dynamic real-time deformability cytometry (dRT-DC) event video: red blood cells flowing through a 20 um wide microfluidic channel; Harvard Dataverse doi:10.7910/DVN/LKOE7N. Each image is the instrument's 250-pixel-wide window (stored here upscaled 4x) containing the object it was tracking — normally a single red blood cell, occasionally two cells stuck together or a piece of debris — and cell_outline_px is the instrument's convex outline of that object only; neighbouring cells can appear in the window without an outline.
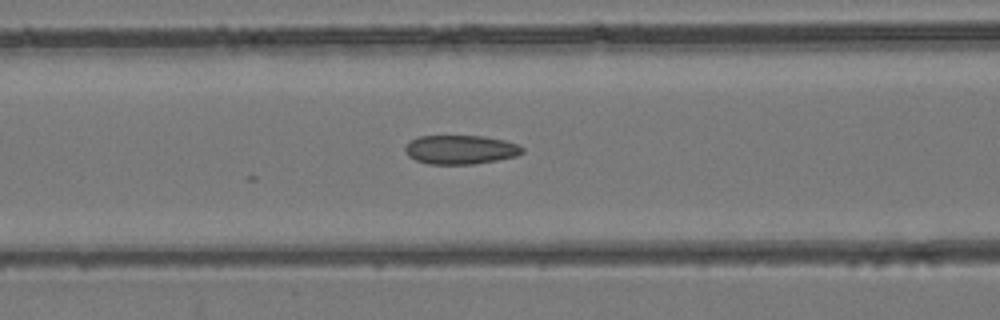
{"species": "common noctule bat (a hibernating species)", "species_latin": "Nyctalus noctula", "temperature_condition": "room temperature", "stored_images_in_passage": 15, "camera_frame_rate_fps": 3000, "um_per_image_px": 0.085, "animal": {"sex": "female", "body_mass_g": 24.6, "forearm_length_mm": 56.2}, "frame": {"image": 1, "passage_image": 12, "time_ms": 3.667, "image_size_px": [1000, 320], "cell_outline_px": [[524, 152], [516, 156], [496, 160], [472, 164], [428, 164], [416, 160], [408, 156], [404, 148], [412, 140], [420, 136], [484, 136], [504, 140], [516, 144], [524, 148]], "centroid_in_image_um": [39.15, 12.72], "position_along_channel_um": 127.4, "area_um2": 19.65}}
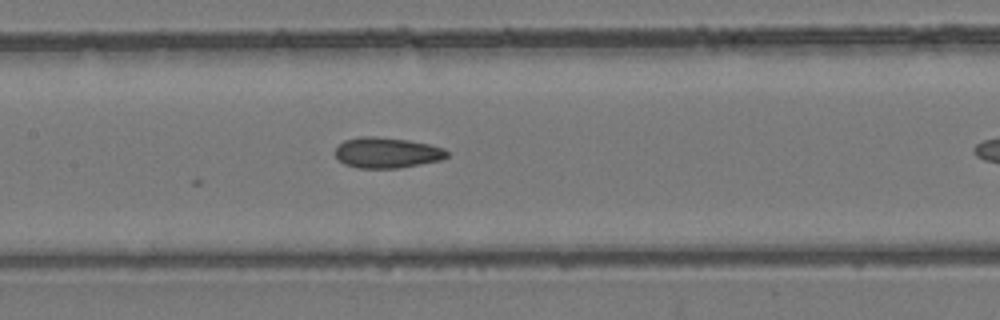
{"frame": {"image": 2, "passage_image": 15, "time_ms": 4.667, "image_size_px": [1000, 320], "cell_outline_px": [[448, 156], [440, 160], [400, 168], [356, 168], [344, 164], [336, 156], [336, 148], [344, 140], [364, 136], [376, 136], [408, 140], [428, 144], [444, 148], [448, 152]], "centroid_in_image_um": [32.89, 12.98], "position_along_channel_um": 174.5, "area_um2": 19.88}}